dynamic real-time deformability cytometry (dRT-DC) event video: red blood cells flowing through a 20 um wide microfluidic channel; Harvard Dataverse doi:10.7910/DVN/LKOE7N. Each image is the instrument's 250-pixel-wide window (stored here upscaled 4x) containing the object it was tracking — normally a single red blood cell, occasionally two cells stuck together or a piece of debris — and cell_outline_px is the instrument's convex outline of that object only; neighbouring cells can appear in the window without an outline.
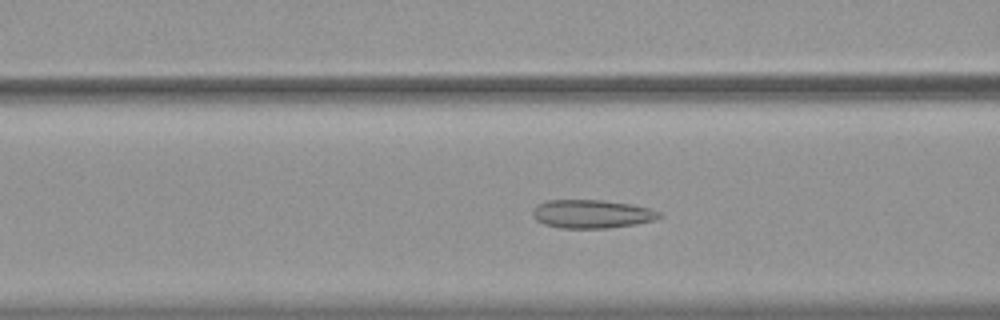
{"species": "common noctule bat (a hibernating species)", "species_latin": "Nyctalus noctula", "temperature_condition": "warm", "stored_images_in_passage": 45, "camera_frame_rate_fps": 3000, "um_per_image_px": 0.085, "animal": {"sex": "female", "body_mass_g": 19.9}, "frame": {"image": 1, "passage_image": 13, "time_ms": 4.0, "image_size_px": [1000, 320], "cell_outline_px": [[664, 216], [656, 220], [636, 224], [608, 228], [560, 228], [544, 224], [536, 220], [532, 216], [532, 212], [536, 204], [548, 200], [604, 200], [632, 204], [652, 208], [660, 212]], "centroid_in_image_um": [50.34, 18.18], "position_along_channel_um": 116.3, "area_um2": 21.33}}
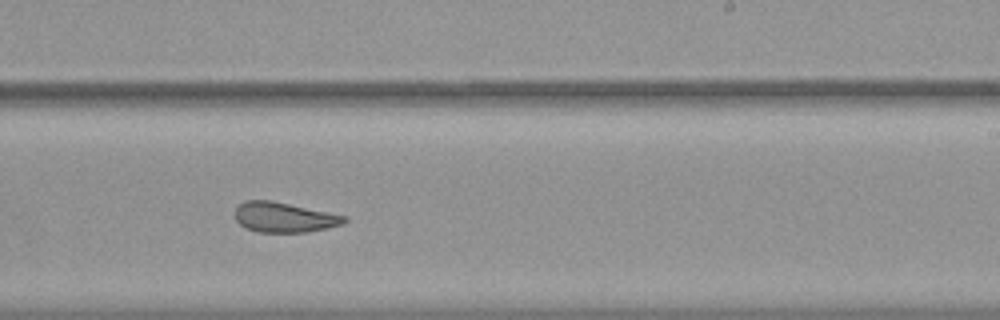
{"frame": {"image": 2, "passage_image": 25, "time_ms": 8.0, "image_size_px": [1000, 320], "cell_outline_px": [[348, 220], [344, 224], [328, 228], [308, 232], [256, 232], [240, 224], [236, 220], [236, 208], [244, 200], [272, 200], [348, 216]], "centroid_in_image_um": [24.2, 18.47], "position_along_channel_um": 264.8, "area_um2": 19.25}}
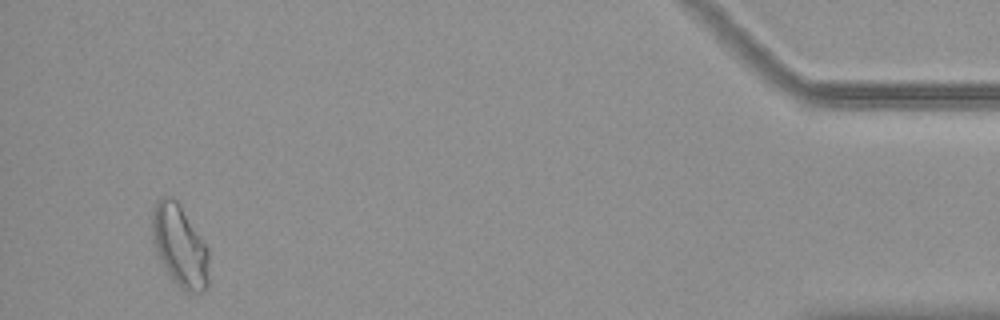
{"frame": {"image": 3, "passage_image": 43, "time_ms": 14.0, "image_size_px": [1000, 320], "cell_outline_px": [[208, 288], [200, 292], [192, 292], [184, 288], [168, 276], [152, 240], [152, 204], [160, 196], [172, 196], [180, 204], [208, 244]], "centroid_in_image_um": [15.29, 20.82], "position_along_channel_um": 419.9, "area_um2": 27.4}, "authors_computed_cell_mechanics": {"area_um2": 21.675, "velocity_mm_per_s": 3.7308, "shape_relaxation_time_tau1_ms": null, "shape_relaxation_time_tau2_ms": 1.8945, "deformation_change_tau1": null, "deformation_change_tau2": 0.0916}}